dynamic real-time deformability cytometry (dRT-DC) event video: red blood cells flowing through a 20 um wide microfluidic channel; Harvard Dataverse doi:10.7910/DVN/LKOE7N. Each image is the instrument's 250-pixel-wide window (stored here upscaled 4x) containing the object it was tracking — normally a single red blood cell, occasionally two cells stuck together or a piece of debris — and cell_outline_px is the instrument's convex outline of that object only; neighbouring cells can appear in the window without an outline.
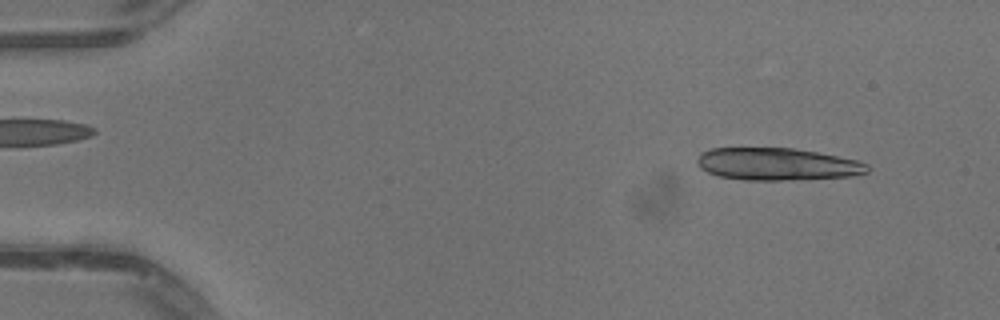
{"species": "common noctule bat (a hibernating species)", "species_latin": "Nyctalus noctula", "temperature_condition": "warm", "stored_images_in_passage": 12, "camera_frame_rate_fps": 3000, "um_per_image_px": 0.085, "animal": {"sex": "male", "body_mass_g": 13.3}, "frame": {"image": 1, "passage_image": 4, "time_ms": 1.0, "image_size_px": [1000, 320], "cell_outline_px": [[868, 172], [852, 176], [792, 180], [744, 180], [720, 176], [708, 172], [700, 168], [696, 160], [700, 152], [712, 148], [792, 148], [816, 152], [856, 160], [868, 164]], "centroid_in_image_um": [66.03, 13.95], "position_along_channel_um": 19.0, "area_um2": 32.02}}